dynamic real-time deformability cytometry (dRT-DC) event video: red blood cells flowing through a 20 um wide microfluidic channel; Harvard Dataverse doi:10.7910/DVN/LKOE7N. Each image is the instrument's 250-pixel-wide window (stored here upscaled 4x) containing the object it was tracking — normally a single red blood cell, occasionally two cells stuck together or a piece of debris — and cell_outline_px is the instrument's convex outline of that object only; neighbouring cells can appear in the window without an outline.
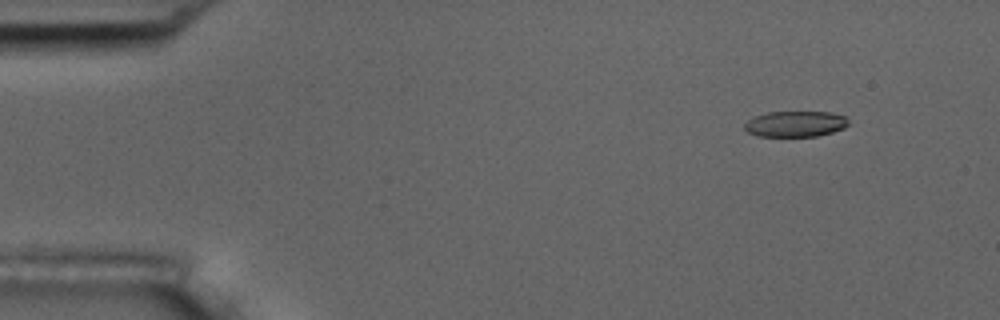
{"species": "common noctule bat (a hibernating species)", "species_latin": "Nyctalus noctula", "temperature_condition": "room temperature", "stored_images_in_passage": 5, "camera_frame_rate_fps": 3000, "um_per_image_px": 0.085, "animal": {"sex": "male", "body_mass_g": 17.5, "forearm_length_mm": 52.3}, "frame": {"image": 1, "passage_image": 1, "time_ms": 0.0, "image_size_px": [1000, 320], "cell_outline_px": [[848, 124], [844, 128], [832, 132], [816, 136], [756, 136], [748, 132], [744, 128], [744, 124], [748, 120], [756, 116], [768, 112], [832, 112], [848, 116]], "centroid_in_image_um": [67.64, 10.53], "position_along_channel_um": 17.4, "area_um2": 15.66}}